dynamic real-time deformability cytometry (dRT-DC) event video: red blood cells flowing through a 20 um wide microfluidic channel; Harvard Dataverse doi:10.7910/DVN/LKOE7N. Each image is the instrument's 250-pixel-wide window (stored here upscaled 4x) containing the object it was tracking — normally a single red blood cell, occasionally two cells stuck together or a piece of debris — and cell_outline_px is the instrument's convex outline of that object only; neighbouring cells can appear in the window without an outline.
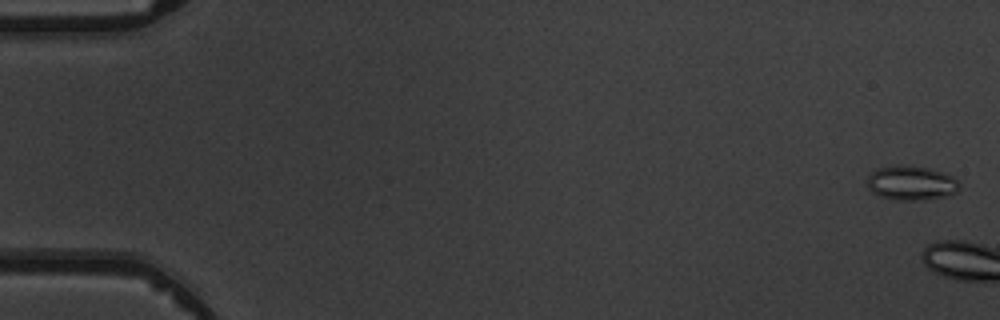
{"species": "common noctule bat (a hibernating species)", "species_latin": "Nyctalus noctula", "temperature_condition": "warm", "stored_images_in_passage": 9, "camera_frame_rate_fps": 3000, "um_per_image_px": 0.085, "animal": {"sex": "male", "body_mass_g": 19.5, "forearm_length_mm": 54.6}, "frame": {"image": 1, "passage_image": 1, "time_ms": 0.0, "image_size_px": [1000, 320], "cell_outline_px": [[960, 188], [956, 192], [948, 196], [924, 200], [892, 200], [880, 196], [872, 192], [868, 188], [868, 176], [876, 168], [896, 164], [928, 168], [944, 172], [956, 176], [960, 180]], "centroid_in_image_um": [77.5, 15.55], "position_along_channel_um": 7.5, "area_um2": 18.96}}
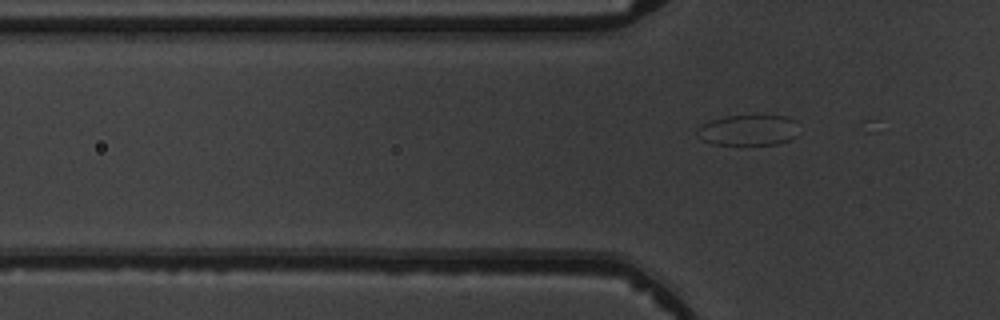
{"frame": {"image": 2, "passage_image": 9, "time_ms": 10.0, "image_size_px": [1000, 320], "cell_outline_px": [[796, 136], [788, 140], [776, 144], [712, 144], [704, 140], [696, 132], [696, 128], [708, 120], [728, 116], [788, 116], [796, 120]], "centroid_in_image_um": [63.59, 11.05], "position_along_channel_um": 62.2, "area_um2": 18.03}}